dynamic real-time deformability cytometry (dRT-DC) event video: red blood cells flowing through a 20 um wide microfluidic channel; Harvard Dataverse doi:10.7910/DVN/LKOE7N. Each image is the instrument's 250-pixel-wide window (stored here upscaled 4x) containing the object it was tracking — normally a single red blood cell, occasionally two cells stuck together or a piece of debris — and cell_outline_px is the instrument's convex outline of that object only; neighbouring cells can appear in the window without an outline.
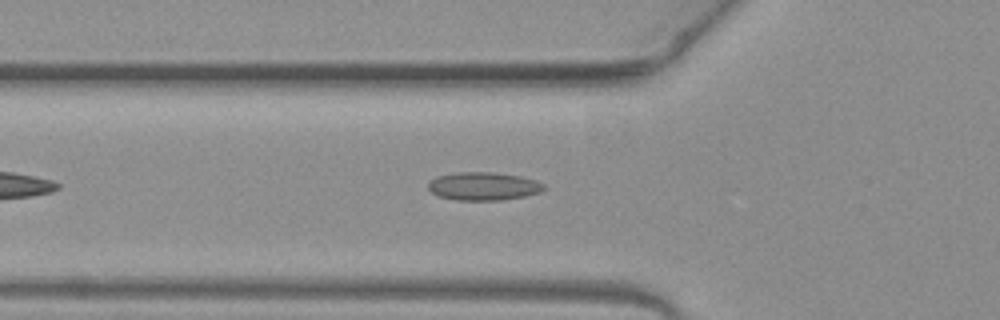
{"species": "common noctule bat (a hibernating species)", "species_latin": "Nyctalus noctula", "temperature_condition": "warm", "stored_images_in_passage": 36, "camera_frame_rate_fps": 3000, "um_per_image_px": 0.085, "animal": {"sex": "female", "body_mass_g": 19.3, "forearm_length_mm": 54.1}, "frame": {"image": 1, "passage_image": 5, "time_ms": 1.333, "image_size_px": [1000, 320], "cell_outline_px": [[544, 188], [540, 192], [524, 196], [500, 200], [456, 200], [440, 196], [432, 192], [428, 188], [428, 180], [436, 176], [456, 172], [492, 172], [520, 176], [536, 180], [544, 184]], "centroid_in_image_um": [41.06, 15.82], "position_along_channel_um": 84.7, "area_um2": 18.96}}
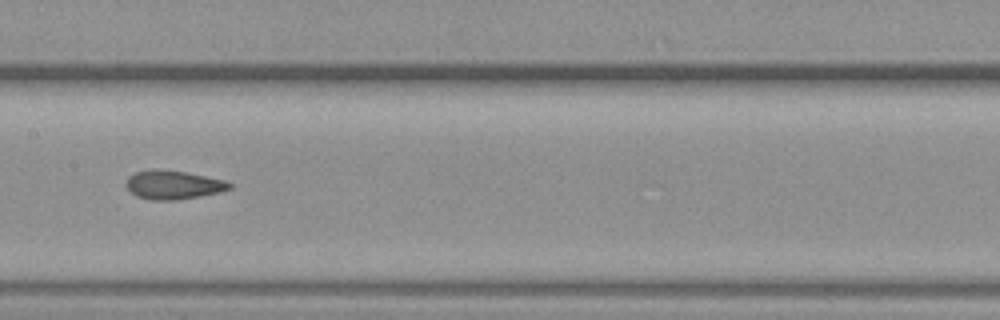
{"frame": {"image": 2, "passage_image": 13, "time_ms": 4.0, "image_size_px": [1000, 320], "cell_outline_px": [[232, 188], [220, 192], [200, 196], [176, 200], [152, 200], [136, 196], [128, 188], [128, 176], [136, 172], [184, 172], [224, 180], [232, 184]], "centroid_in_image_um": [14.79, 15.76], "position_along_channel_um": 192.6, "area_um2": 16.42}}
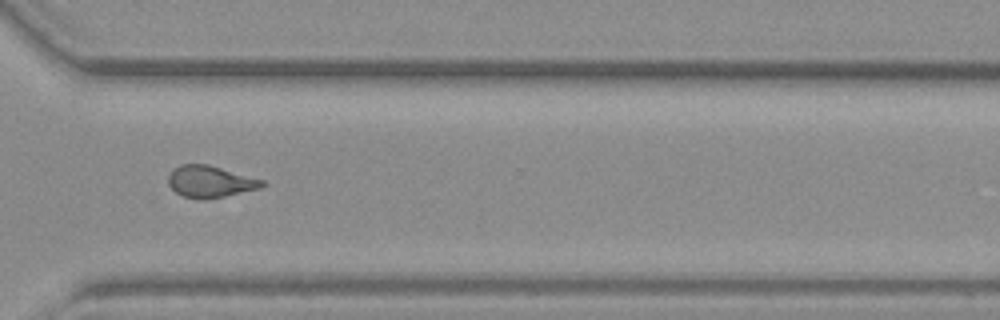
{"frame": {"image": 3, "passage_image": 25, "time_ms": 8.0, "image_size_px": [1000, 320], "cell_outline_px": [[268, 184], [260, 188], [224, 196], [204, 200], [184, 196], [176, 192], [168, 184], [168, 176], [180, 164], [208, 164], [264, 180]], "centroid_in_image_um": [17.89, 15.43], "position_along_channel_um": 352.7, "area_um2": 17.22}, "authors_computed_cell_mechanics": {"area_um2": 17.4556, "velocity_mm_per_s": 4.0095, "shape_relaxation_time_tau1_ms": null, "shape_relaxation_time_tau2_ms": 1.49, "deformation_change_tau1": null, "deformation_change_tau2": 0.0958}}